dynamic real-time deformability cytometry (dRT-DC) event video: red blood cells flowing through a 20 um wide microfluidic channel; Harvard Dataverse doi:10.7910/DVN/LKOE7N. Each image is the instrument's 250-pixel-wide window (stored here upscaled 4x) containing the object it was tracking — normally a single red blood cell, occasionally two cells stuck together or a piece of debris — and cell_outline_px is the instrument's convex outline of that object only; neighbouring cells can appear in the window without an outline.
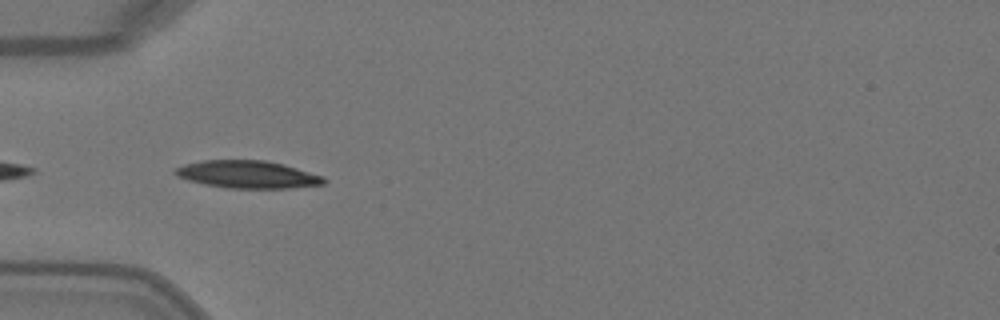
{"species": "Egyptian fruit bat (a non-hibernating species)", "species_latin": "Rousettus aegyptiacus", "temperature_condition": "warm", "stored_images_in_passage": 6, "camera_frame_rate_fps": 3000, "um_per_image_px": 0.085, "animal": {"sex": "female"}, "frame": {"image": 1, "passage_image": 5, "time_ms": 1.333, "image_size_px": [1000, 320], "cell_outline_px": [[328, 180], [324, 184], [288, 188], [224, 188], [204, 184], [188, 180], [176, 176], [172, 172], [176, 168], [184, 164], [204, 160], [264, 160], [284, 164], [324, 176]], "centroid_in_image_um": [21.05, 14.83], "position_along_channel_um": 64.0, "area_um2": 23.99}}
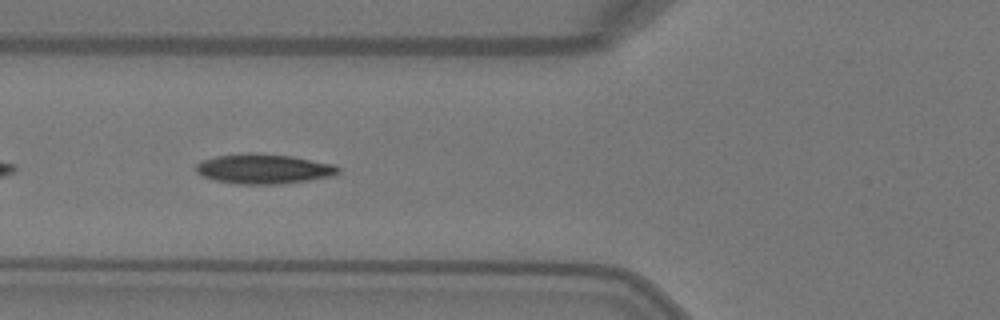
{"frame": {"image": 2, "passage_image": 6, "time_ms": 1.667, "image_size_px": [1000, 320], "cell_outline_px": [[340, 172], [336, 176], [280, 184], [236, 184], [216, 180], [204, 176], [196, 172], [196, 164], [204, 160], [216, 156], [248, 152], [252, 152], [292, 156], [336, 164], [340, 168]], "centroid_in_image_um": [22.48, 14.35], "position_along_channel_um": 103.3, "area_um2": 24.91}}